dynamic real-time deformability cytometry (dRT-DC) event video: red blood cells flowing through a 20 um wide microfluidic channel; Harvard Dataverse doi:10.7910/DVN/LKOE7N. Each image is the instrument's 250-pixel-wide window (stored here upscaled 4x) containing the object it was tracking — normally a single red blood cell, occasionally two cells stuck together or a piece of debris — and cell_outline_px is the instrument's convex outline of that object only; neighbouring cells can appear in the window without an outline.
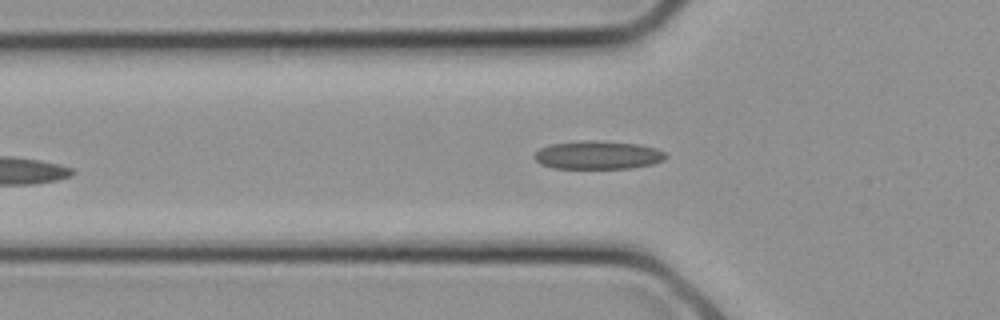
{"species": "common noctule bat (a hibernating species)", "species_latin": "Nyctalus noctula", "temperature_condition": "cold", "stored_images_in_passage": 3, "camera_frame_rate_fps": 3000, "um_per_image_px": 0.085, "animal": {"sex": "female", "body_mass_g": 21.9}, "frame": {"image": 1, "passage_image": 3, "time_ms": 0.667, "image_size_px": [1000, 320], "cell_outline_px": [[668, 156], [664, 160], [652, 164], [628, 168], [552, 168], [540, 164], [532, 156], [540, 148], [548, 144], [580, 140], [600, 140], [640, 144], [656, 148], [664, 152]], "centroid_in_image_um": [50.8, 13.16], "position_along_channel_um": 75.0, "area_um2": 21.96}}